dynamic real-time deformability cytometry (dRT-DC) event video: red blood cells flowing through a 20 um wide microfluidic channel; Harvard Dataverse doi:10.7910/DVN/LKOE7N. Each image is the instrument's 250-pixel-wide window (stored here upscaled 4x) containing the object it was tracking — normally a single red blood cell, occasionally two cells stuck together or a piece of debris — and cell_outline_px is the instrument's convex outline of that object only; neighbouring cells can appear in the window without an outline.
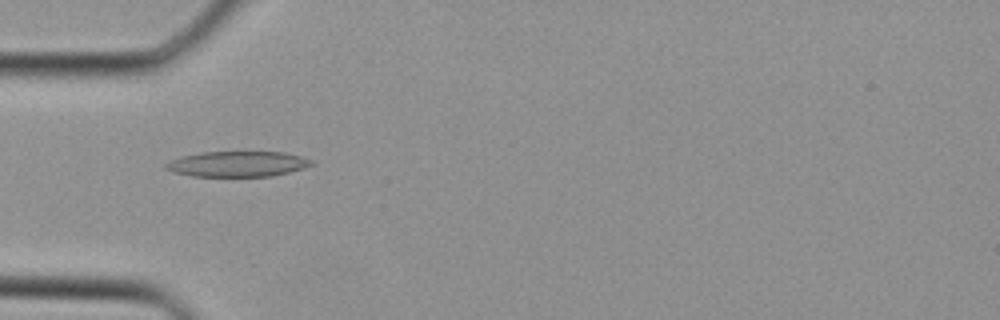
{"species": "Egyptian fruit bat (a non-hibernating species)", "species_latin": "Rousettus aegyptiacus", "temperature_condition": "cold", "stored_images_in_passage": 28, "camera_frame_rate_fps": 3000, "um_per_image_px": 0.085, "animal": {"sex": "female"}, "frame": {"image": 1, "passage_image": 2, "time_ms": 0.333, "image_size_px": [1000, 320], "cell_outline_px": [[316, 164], [304, 168], [272, 176], [192, 176], [172, 172], [164, 168], [164, 164], [172, 160], [184, 156], [200, 152], [284, 152], [300, 156], [312, 160]], "centroid_in_image_um": [20.2, 13.94], "position_along_channel_um": 64.8, "area_um2": 21.56}}
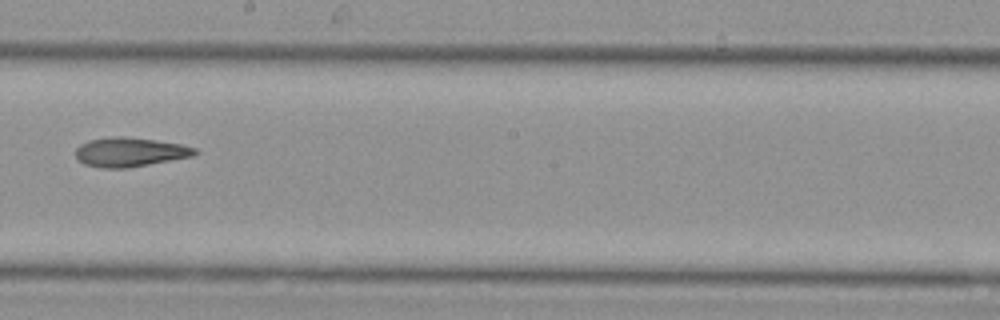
{"frame": {"image": 2, "passage_image": 12, "time_ms": 3.667, "image_size_px": [1000, 320], "cell_outline_px": [[200, 152], [196, 156], [128, 168], [100, 168], [84, 164], [76, 160], [76, 148], [80, 144], [88, 140], [112, 136], [124, 136], [156, 140], [180, 144], [196, 148]], "centroid_in_image_um": [11.05, 12.93], "position_along_channel_um": 237.1, "area_um2": 20.69}}
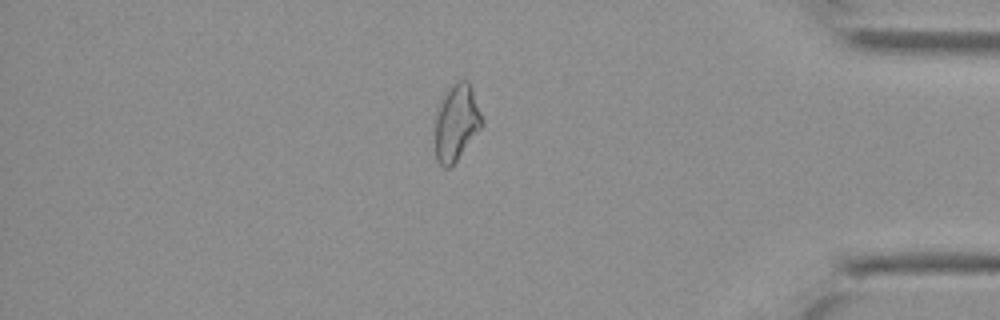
{"frame": {"image": 3, "passage_image": 23, "time_ms": 7.333, "image_size_px": [1000, 320], "cell_outline_px": [[484, 124], [456, 160], [448, 168], [444, 168], [436, 160], [436, 116], [440, 100], [444, 92], [456, 80], [468, 80], [472, 88], [484, 120]], "centroid_in_image_um": [38.81, 10.37], "position_along_channel_um": 396.4, "area_um2": 20.81}}